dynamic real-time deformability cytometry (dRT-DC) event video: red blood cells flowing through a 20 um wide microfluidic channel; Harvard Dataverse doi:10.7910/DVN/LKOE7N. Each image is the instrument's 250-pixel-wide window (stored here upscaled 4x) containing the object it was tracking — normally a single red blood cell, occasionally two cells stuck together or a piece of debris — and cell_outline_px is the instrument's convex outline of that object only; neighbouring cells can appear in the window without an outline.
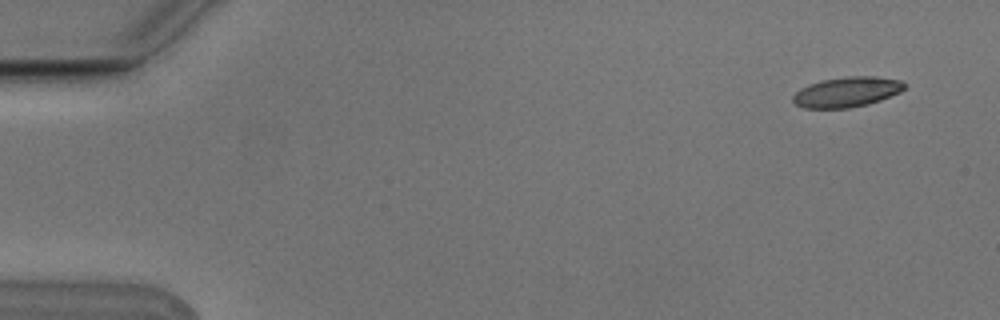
{"species": "Egyptian fruit bat (a non-hibernating species)", "species_latin": "Rousettus aegyptiacus", "temperature_condition": "cold", "stored_images_in_passage": 6, "camera_frame_rate_fps": 3000, "um_per_image_px": 0.085, "animal": {"sex": "male"}, "frame": {"image": 1, "passage_image": 1, "time_ms": 0.0, "image_size_px": [1000, 320], "cell_outline_px": [[908, 84], [900, 92], [880, 100], [868, 104], [848, 108], [804, 108], [796, 104], [792, 100], [792, 96], [800, 88], [808, 84], [820, 80], [848, 76], [876, 76], [900, 80]], "centroid_in_image_um": [71.98, 7.81], "position_along_channel_um": 13.0, "area_um2": 19.71}}